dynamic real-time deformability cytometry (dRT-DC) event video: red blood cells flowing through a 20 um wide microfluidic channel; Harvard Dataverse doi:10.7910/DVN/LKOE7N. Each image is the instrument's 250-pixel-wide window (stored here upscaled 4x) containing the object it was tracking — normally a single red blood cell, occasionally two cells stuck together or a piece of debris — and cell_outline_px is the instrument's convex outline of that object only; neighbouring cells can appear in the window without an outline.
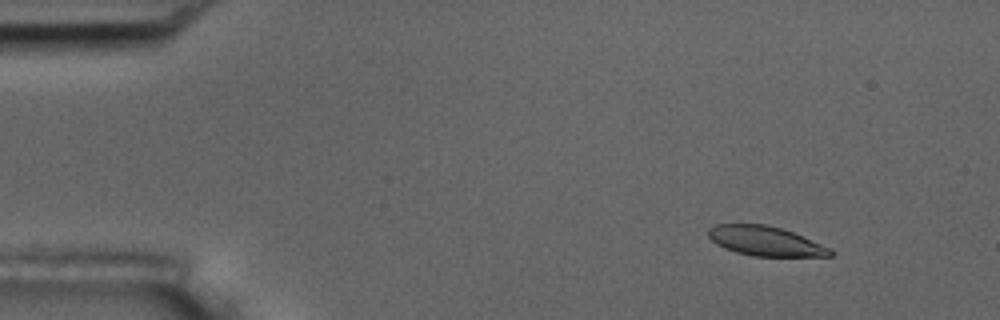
{"species": "common noctule bat (a hibernating species)", "species_latin": "Nyctalus noctula", "temperature_condition": "room temperature", "stored_images_in_passage": 4, "camera_frame_rate_fps": 3000, "um_per_image_px": 0.085, "animal": {"sex": "male", "body_mass_g": 17.5, "forearm_length_mm": 52.3}, "frame": {"image": 1, "passage_image": 1, "time_ms": 0.0, "image_size_px": [1000, 320], "cell_outline_px": [[836, 252], [832, 256], [752, 256], [736, 252], [724, 248], [716, 244], [708, 236], [708, 228], [716, 224], [764, 224], [780, 228], [792, 232], [832, 248]], "centroid_in_image_um": [65.07, 20.49], "position_along_channel_um": 19.9, "area_um2": 21.04}}
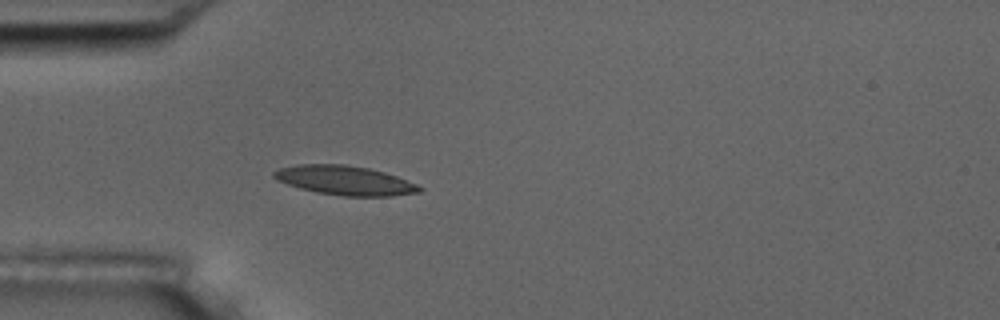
{"frame": {"image": 2, "passage_image": 4, "time_ms": 3.333, "image_size_px": [1000, 320], "cell_outline_px": [[424, 188], [420, 192], [392, 196], [344, 196], [316, 192], [300, 188], [276, 180], [272, 176], [272, 172], [280, 168], [300, 164], [344, 164], [368, 168], [384, 172], [396, 176], [416, 184]], "centroid_in_image_um": [29.3, 15.33], "position_along_channel_um": 55.7, "area_um2": 24.74}}